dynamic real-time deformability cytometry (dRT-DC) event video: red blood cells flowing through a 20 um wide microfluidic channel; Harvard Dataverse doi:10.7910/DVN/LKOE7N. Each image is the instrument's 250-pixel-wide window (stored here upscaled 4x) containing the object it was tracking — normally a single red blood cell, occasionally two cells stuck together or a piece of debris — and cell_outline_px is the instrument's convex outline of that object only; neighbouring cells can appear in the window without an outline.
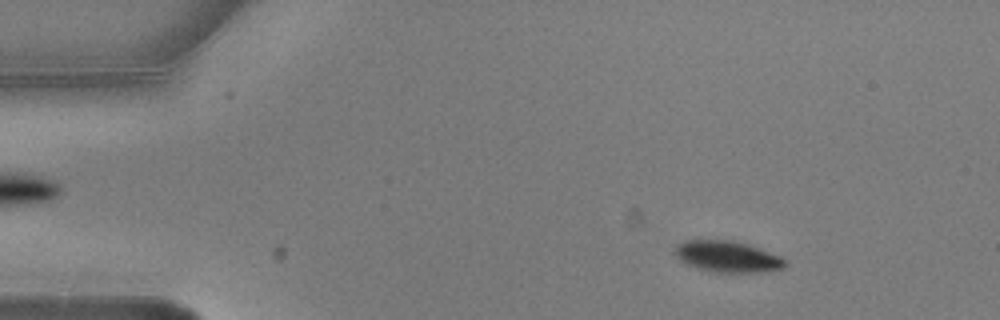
{"species": "common noctule bat (a hibernating species)", "species_latin": "Nyctalus noctula", "temperature_condition": "warm", "stored_images_in_passage": 4, "camera_frame_rate_fps": 3000, "um_per_image_px": 0.085, "animal": {"sex": "male", "body_mass_g": 20.5, "forearm_length_mm": 52.5}, "frame": {"image": 1, "passage_image": 2, "time_ms": 0.333, "image_size_px": [1000, 320], "cell_outline_px": [[788, 264], [784, 268], [760, 272], [716, 272], [700, 268], [688, 264], [680, 260], [672, 252], [672, 248], [676, 244], [684, 240], [732, 240], [748, 244], [760, 248], [780, 256]], "centroid_in_image_um": [61.8, 21.79], "position_along_channel_um": 23.2, "area_um2": 20.11}}